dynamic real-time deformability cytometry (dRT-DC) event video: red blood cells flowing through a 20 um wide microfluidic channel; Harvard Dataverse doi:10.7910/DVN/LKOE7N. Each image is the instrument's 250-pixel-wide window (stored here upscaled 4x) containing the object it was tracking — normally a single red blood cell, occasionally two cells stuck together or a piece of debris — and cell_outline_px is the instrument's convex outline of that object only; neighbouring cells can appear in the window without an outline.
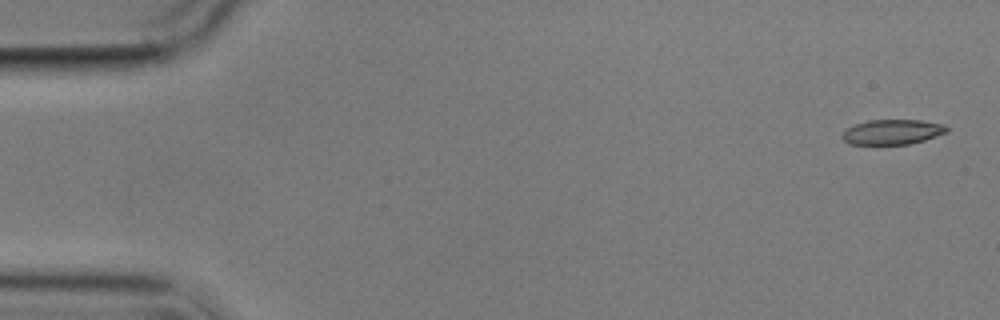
{"species": "common noctule bat (a hibernating species)", "species_latin": "Nyctalus noctula", "temperature_condition": "cold", "stored_images_in_passage": 4, "camera_frame_rate_fps": 3000, "um_per_image_px": 0.085, "animal": {"sex": "male", "body_mass_g": 17.9}, "frame": {"image": 1, "passage_image": 1, "time_ms": 0.0, "image_size_px": [1000, 320], "cell_outline_px": [[948, 132], [924, 140], [908, 144], [848, 144], [840, 136], [848, 128], [856, 124], [868, 120], [920, 120], [944, 124], [948, 128]], "centroid_in_image_um": [75.86, 11.21], "position_along_channel_um": 9.1, "area_um2": 15.14}}